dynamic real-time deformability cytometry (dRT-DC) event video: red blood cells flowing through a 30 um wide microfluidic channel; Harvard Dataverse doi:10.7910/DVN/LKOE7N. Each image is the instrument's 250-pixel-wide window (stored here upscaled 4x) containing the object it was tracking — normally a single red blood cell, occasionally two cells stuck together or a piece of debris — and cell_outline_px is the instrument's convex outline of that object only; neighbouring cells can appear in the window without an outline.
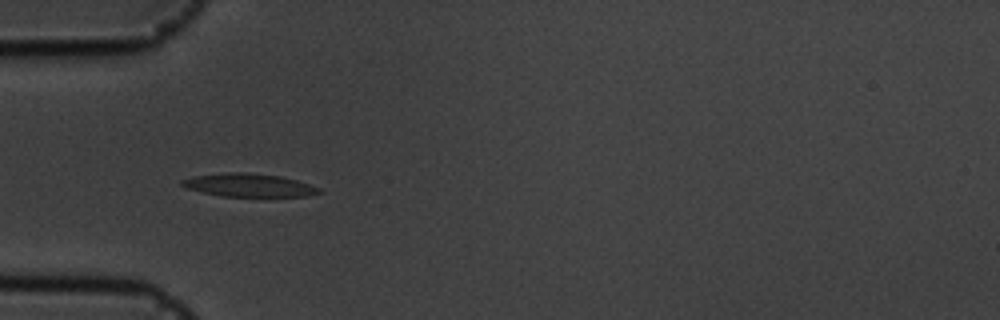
{"species": "common noctule bat (a hibernating species)", "species_latin": "Nyctalus noctula", "temperature_condition": "cold", "stored_images_in_passage": 40, "camera_frame_rate_fps": 3000, "um_per_image_px": 0.085, "animal": {"sex": "male", "body_mass_g": 19.5, "forearm_length_mm": 54.6}, "frame": {"image": 1, "passage_image": 1, "time_ms": 0.0, "image_size_px": [1000, 320], "cell_outline_px": [[320, 192], [308, 196], [220, 196], [188, 188], [180, 184], [180, 180], [196, 176], [228, 172], [244, 172], [280, 176], [296, 180], [320, 188]], "centroid_in_image_um": [21.15, 15.74], "position_along_channel_um": 63.9, "area_um2": 18.15}}
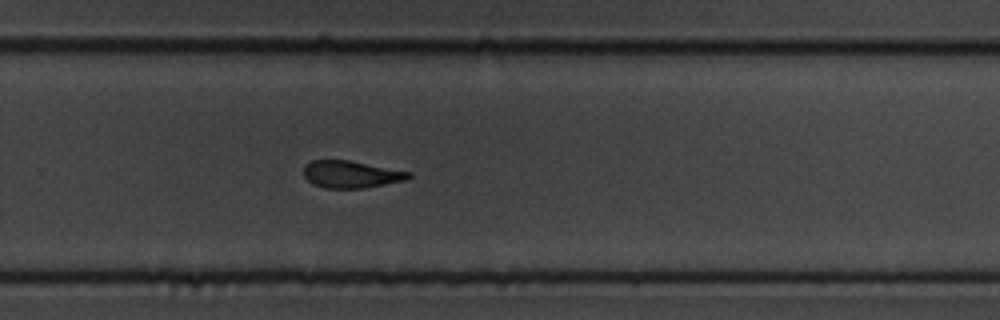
{"frame": {"image": 2, "passage_image": 21, "time_ms": 6.667, "image_size_px": [1000, 320], "cell_outline_px": [[412, 176], [404, 180], [364, 188], [324, 188], [312, 184], [304, 176], [304, 168], [312, 160], [348, 160], [412, 172]], "centroid_in_image_um": [29.84, 14.82], "position_along_channel_um": 300.0, "area_um2": 16.47}}
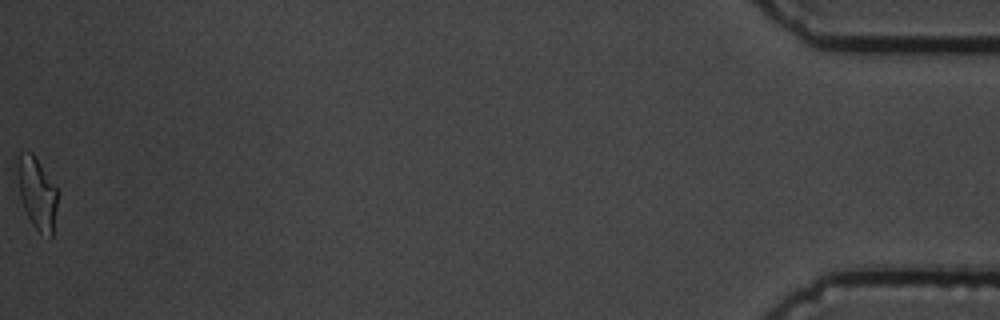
{"frame": {"image": 3, "passage_image": 40, "time_ms": 13.0, "image_size_px": [1000, 320], "cell_outline_px": [[60, 192], [52, 236], [48, 240], [32, 224], [24, 208], [20, 196], [16, 172], [16, 168], [20, 152], [32, 152], [36, 156], [56, 184]], "centroid_in_image_um": [3.19, 16.41], "position_along_channel_um": 432.0, "area_um2": 17.46}, "authors_computed_cell_mechanics": {"area_um2": 17.3689, "velocity_mm_per_s": 3.5712, "shape_relaxation_time_tau1_ms": 7.0163, "shape_relaxation_time_tau2_ms": 3.9813, "deformation_change_tau1": 0.1911, "deformation_change_tau2": 0.1212}}